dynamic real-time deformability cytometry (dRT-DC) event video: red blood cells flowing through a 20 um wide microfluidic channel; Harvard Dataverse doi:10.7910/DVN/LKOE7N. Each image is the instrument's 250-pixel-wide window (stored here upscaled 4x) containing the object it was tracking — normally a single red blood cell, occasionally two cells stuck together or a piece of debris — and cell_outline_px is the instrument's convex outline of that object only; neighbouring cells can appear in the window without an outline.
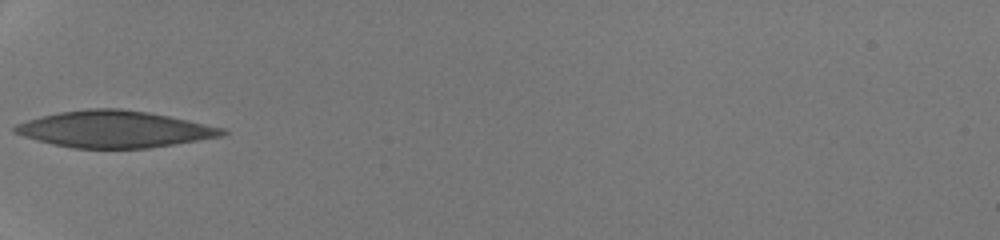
{"species": "human", "species_latin": "Homo sapiens", "temperature_condition": "room temperature", "stored_images_in_passage": 30, "camera_frame_rate_fps": 3000, "um_per_image_px": 0.085, "donor": {"sex": "male"}, "frame": {"image": 1, "passage_image": 1, "time_ms": 0.0, "image_size_px": [1000, 240], "cell_outline_px": [[228, 132], [220, 136], [176, 144], [148, 148], [72, 148], [52, 144], [36, 140], [12, 132], [12, 128], [16, 124], [40, 116], [60, 112], [88, 108], [120, 108], [148, 112], [188, 120], [224, 128]], "centroid_in_image_um": [9.69, 10.98], "position_along_channel_um": 75.3, "area_um2": 44.22}}
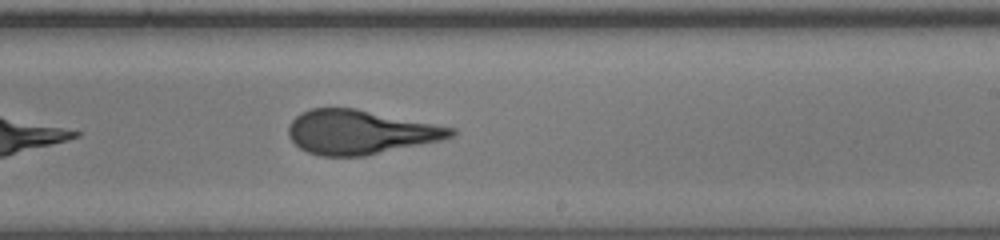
{"frame": {"image": 2, "passage_image": 14, "time_ms": 4.333, "image_size_px": [1000, 240], "cell_outline_px": [[456, 132], [452, 136], [444, 140], [364, 156], [320, 156], [308, 152], [300, 148], [288, 136], [288, 124], [300, 112], [312, 108], [356, 108], [456, 128]], "centroid_in_image_um": [30.61, 11.23], "position_along_channel_um": 258.4, "area_um2": 41.96}}
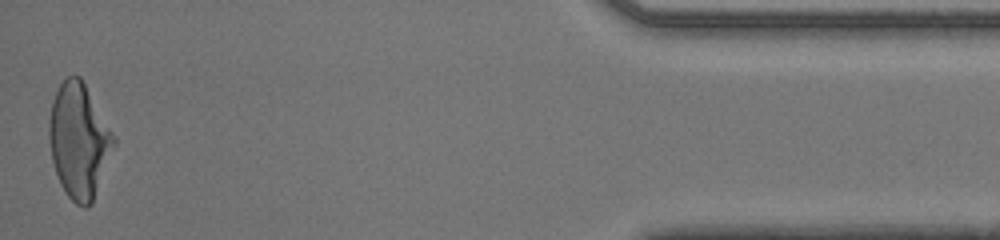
{"frame": {"image": 3, "passage_image": 30, "time_ms": 9.667, "image_size_px": [1000, 240], "cell_outline_px": [[116, 144], [92, 204], [88, 208], [84, 208], [76, 204], [68, 196], [60, 184], [52, 160], [48, 136], [48, 120], [52, 100], [60, 84], [68, 76], [80, 76], [116, 136]], "centroid_in_image_um": [6.72, 11.98], "position_along_channel_um": 428.5, "area_um2": 43.52}, "authors_computed_cell_mechanics": {"area_um2": 42.3385, "velocity_mm_per_s": 4.3314, "shape_relaxation_time_tau1_ms": 6.6282, "shape_relaxation_time_tau2_ms": 0.8176, "deformation_change_tau1": 0.2381, "deformation_change_tau2": 0.074}}